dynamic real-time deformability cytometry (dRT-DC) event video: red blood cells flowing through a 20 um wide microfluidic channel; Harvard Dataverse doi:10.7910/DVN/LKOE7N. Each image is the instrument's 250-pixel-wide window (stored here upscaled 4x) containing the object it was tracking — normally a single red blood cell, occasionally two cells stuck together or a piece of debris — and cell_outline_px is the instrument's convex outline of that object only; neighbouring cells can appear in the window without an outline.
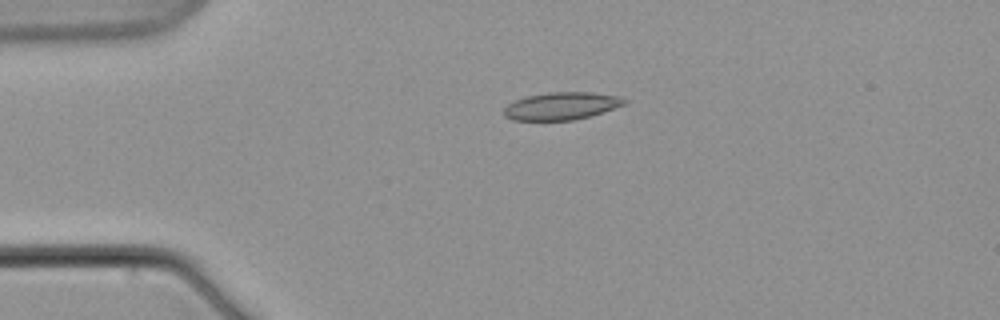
{"species": "common noctule bat (a hibernating species)", "species_latin": "Nyctalus noctula", "temperature_condition": "warm", "stored_images_in_passage": 4, "camera_frame_rate_fps": 3000, "um_per_image_px": 0.085, "animal": {"sex": "male", "body_mass_g": 21.5, "forearm_length_mm": 52.0}, "frame": {"image": 1, "passage_image": 1, "time_ms": 0.0, "image_size_px": [1000, 320], "cell_outline_px": [[628, 104], [604, 112], [572, 120], [512, 120], [504, 116], [504, 108], [508, 104], [516, 100], [528, 96], [548, 92], [592, 92], [616, 96], [628, 100]], "centroid_in_image_um": [47.75, 9.01], "position_along_channel_um": 37.2, "area_um2": 19.31}}
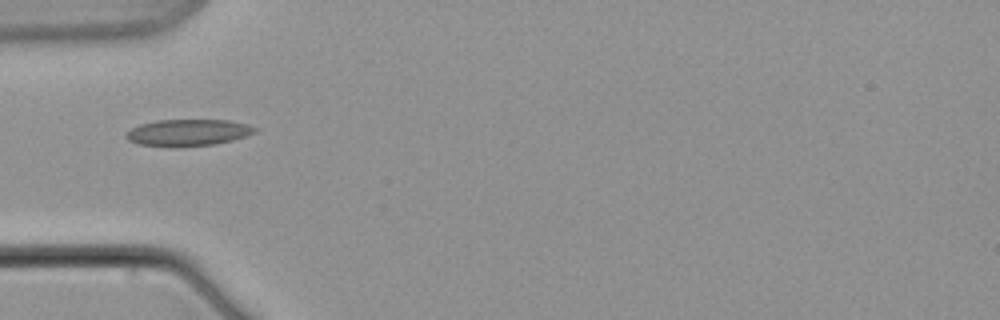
{"frame": {"image": 2, "passage_image": 3, "time_ms": 2.333, "image_size_px": [1000, 320], "cell_outline_px": [[256, 132], [232, 140], [212, 144], [140, 144], [128, 140], [124, 136], [132, 128], [140, 124], [156, 120], [228, 120], [248, 124], [256, 128]], "centroid_in_image_um": [16.01, 11.21], "position_along_channel_um": 69.0, "area_um2": 18.96}}